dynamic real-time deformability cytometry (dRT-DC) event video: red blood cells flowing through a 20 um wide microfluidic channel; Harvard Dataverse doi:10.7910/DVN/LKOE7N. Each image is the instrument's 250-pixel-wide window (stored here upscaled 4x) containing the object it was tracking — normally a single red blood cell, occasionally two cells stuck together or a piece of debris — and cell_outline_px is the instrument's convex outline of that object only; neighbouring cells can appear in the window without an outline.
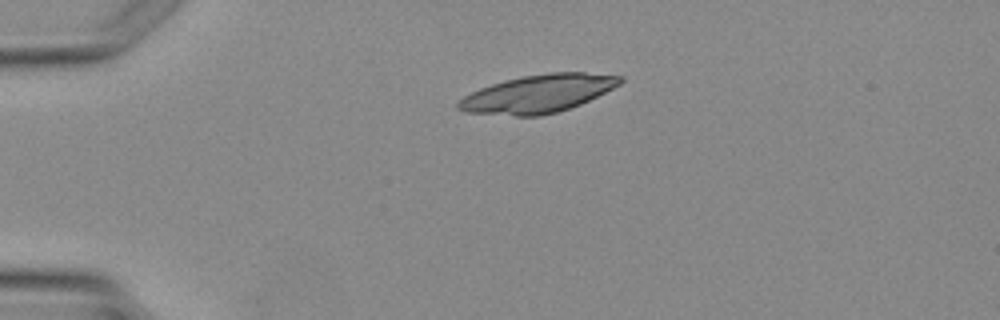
{"species": "Egyptian fruit bat (a non-hibernating species)", "species_latin": "Rousettus aegyptiacus", "temperature_condition": "warm", "stored_images_in_passage": 2, "camera_frame_rate_fps": 3000, "um_per_image_px": 0.085, "animal": {"sex": "female"}, "frame": {"image": 1, "passage_image": 1, "time_ms": 0.0, "image_size_px": [1000, 320], "cell_outline_px": [[624, 80], [620, 84], [580, 104], [556, 112], [536, 116], [516, 116], [468, 112], [456, 108], [456, 104], [464, 96], [480, 88], [504, 80], [524, 76], [548, 72], [584, 72], [624, 76]], "centroid_in_image_um": [45.73, 7.95], "position_along_channel_um": 39.3, "area_um2": 35.37}}